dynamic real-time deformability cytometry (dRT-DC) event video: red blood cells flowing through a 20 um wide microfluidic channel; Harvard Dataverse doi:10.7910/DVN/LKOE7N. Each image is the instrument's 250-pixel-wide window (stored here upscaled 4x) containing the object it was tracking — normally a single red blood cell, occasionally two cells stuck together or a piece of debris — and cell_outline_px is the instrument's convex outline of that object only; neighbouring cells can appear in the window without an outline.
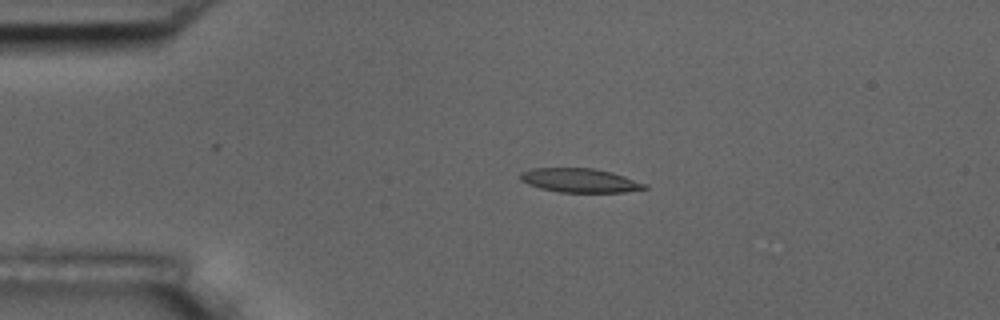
{"species": "common noctule bat (a hibernating species)", "species_latin": "Nyctalus noctula", "temperature_condition": "room temperature", "stored_images_in_passage": 5, "camera_frame_rate_fps": 3000, "um_per_image_px": 0.085, "animal": {"sex": "male", "body_mass_g": 17.5, "forearm_length_mm": 52.3}, "frame": {"image": 1, "passage_image": 4, "time_ms": 3.333, "image_size_px": [1000, 320], "cell_outline_px": [[648, 188], [624, 192], [560, 192], [540, 188], [528, 184], [520, 180], [520, 172], [532, 168], [592, 168], [612, 172], [648, 184]], "centroid_in_image_um": [49.29, 15.33], "position_along_channel_um": 35.7, "area_um2": 17.4}}